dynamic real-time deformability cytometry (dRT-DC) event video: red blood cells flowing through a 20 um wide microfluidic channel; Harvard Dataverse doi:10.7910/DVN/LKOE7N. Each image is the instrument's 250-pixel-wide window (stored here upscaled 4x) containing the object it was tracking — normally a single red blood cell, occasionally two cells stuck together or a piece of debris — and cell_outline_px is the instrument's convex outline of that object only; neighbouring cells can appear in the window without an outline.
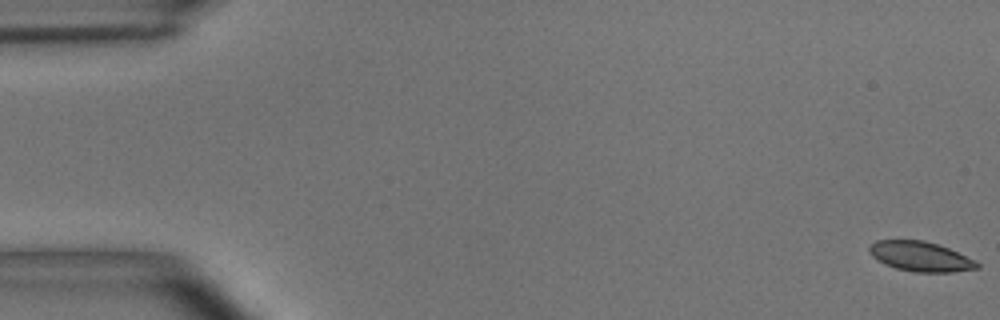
{"species": "common noctule bat (a hibernating species)", "species_latin": "Nyctalus noctula", "temperature_condition": "room temperature", "stored_images_in_passage": 55, "camera_frame_rate_fps": 3000, "um_per_image_px": 0.085, "animal": {"sex": "male", "body_mass_g": 15.6}, "frame": {"image": 1, "passage_image": 1, "time_ms": 0.0, "image_size_px": [1000, 320], "cell_outline_px": [[980, 268], [952, 272], [916, 272], [896, 268], [884, 264], [876, 260], [868, 252], [868, 248], [876, 240], [924, 240], [948, 248], [976, 260], [980, 264]], "centroid_in_image_um": [78.24, 21.8], "position_along_channel_um": 6.8, "area_um2": 18.79}}
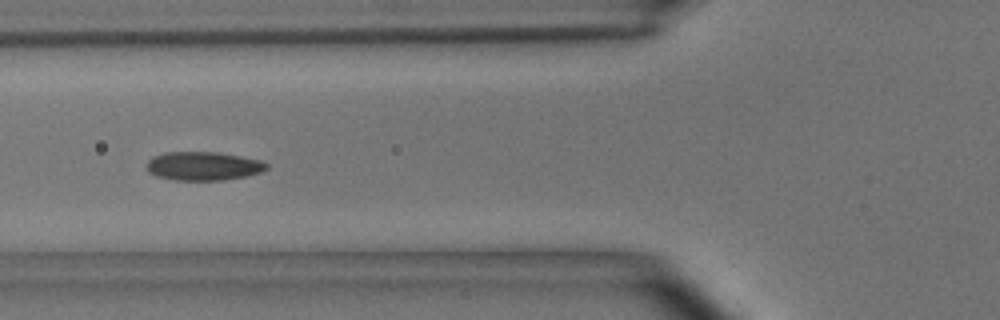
{"frame": {"image": 2, "passage_image": 21, "time_ms": 6.667, "image_size_px": [1000, 320], "cell_outline_px": [[268, 168], [260, 172], [248, 176], [224, 180], [172, 180], [156, 176], [148, 172], [148, 160], [152, 156], [164, 152], [216, 152], [240, 156], [260, 160], [268, 164]], "centroid_in_image_um": [17.27, 14.11], "position_along_channel_um": 108.5, "area_um2": 20.11}}
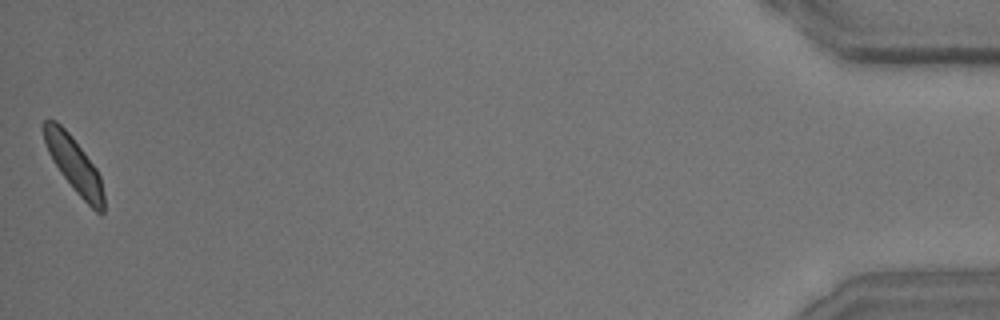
{"frame": {"image": 3, "passage_image": 55, "time_ms": 18.0, "image_size_px": [1000, 320], "cell_outline_px": [[104, 212], [100, 216], [76, 192], [52, 160], [48, 152], [44, 140], [44, 120], [56, 120], [72, 136], [96, 168], [100, 176], [104, 192]], "centroid_in_image_um": [6.33, 14.02], "position_along_channel_um": 428.9, "area_um2": 18.96}, "authors_computed_cell_mechanics": {"area_um2": 19.5364, "velocity_mm_per_s": 3.649, "shape_relaxation_time_tau1_ms": 2.7543, "shape_relaxation_time_tau2_ms": 3.4514, "deformation_change_tau1": 0.0922, "deformation_change_tau2": 0.0553}}